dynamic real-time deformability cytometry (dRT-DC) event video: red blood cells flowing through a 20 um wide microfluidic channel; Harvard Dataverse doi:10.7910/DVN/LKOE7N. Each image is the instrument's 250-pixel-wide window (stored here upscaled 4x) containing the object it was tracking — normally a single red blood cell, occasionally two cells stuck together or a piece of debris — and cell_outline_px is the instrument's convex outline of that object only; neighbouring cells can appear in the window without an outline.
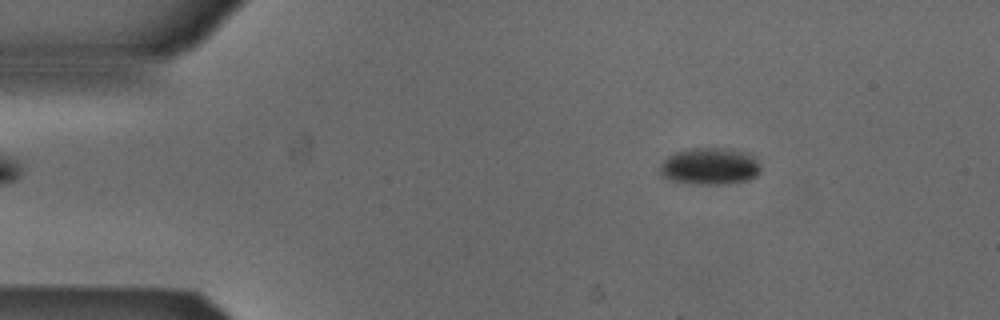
{"species": "Egyptian fruit bat (a non-hibernating species)", "species_latin": "Rousettus aegyptiacus", "temperature_condition": "cold", "stored_images_in_passage": 3, "camera_frame_rate_fps": 3000, "um_per_image_px": 0.085, "animal": {"sex": "male"}, "frame": {"image": 1, "passage_image": 2, "time_ms": 0.333, "image_size_px": [1000, 320], "cell_outline_px": [[760, 172], [756, 176], [748, 180], [724, 184], [696, 184], [668, 180], [660, 172], [660, 164], [668, 156], [676, 152], [692, 148], [728, 148], [748, 152], [756, 156], [760, 164]], "centroid_in_image_um": [60.38, 14.12], "position_along_channel_um": 24.6, "area_um2": 21.91}}